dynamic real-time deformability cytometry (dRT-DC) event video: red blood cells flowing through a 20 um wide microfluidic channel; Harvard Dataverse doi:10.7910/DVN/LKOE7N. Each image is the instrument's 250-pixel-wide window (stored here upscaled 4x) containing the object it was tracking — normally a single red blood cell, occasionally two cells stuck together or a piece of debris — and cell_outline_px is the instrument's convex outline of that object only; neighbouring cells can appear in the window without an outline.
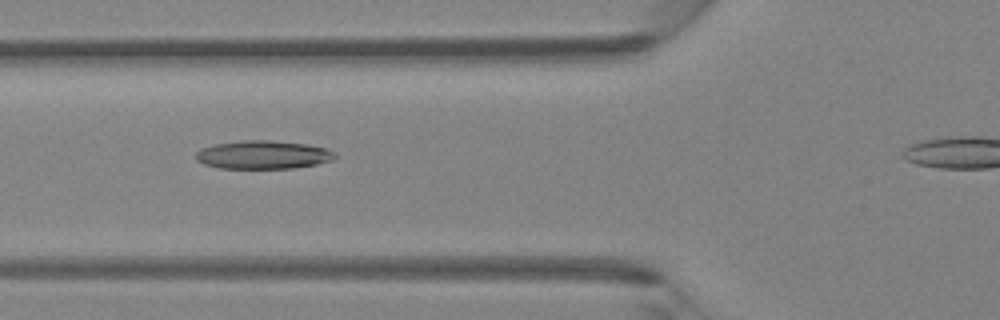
{"species": "Egyptian fruit bat (a non-hibernating species)", "species_latin": "Rousettus aegyptiacus", "temperature_condition": "room temperature", "stored_images_in_passage": 3, "camera_frame_rate_fps": 3000, "um_per_image_px": 0.085, "animal": {"sex": "female"}, "frame": {"image": 1, "passage_image": 3, "time_ms": 0.667, "image_size_px": [1000, 320], "cell_outline_px": [[336, 156], [332, 160], [316, 164], [292, 168], [216, 168], [204, 164], [196, 160], [196, 152], [200, 148], [212, 144], [240, 140], [272, 140], [308, 144], [328, 148], [336, 152]], "centroid_in_image_um": [22.34, 13.14], "position_along_channel_um": 103.5, "area_um2": 23.29}}